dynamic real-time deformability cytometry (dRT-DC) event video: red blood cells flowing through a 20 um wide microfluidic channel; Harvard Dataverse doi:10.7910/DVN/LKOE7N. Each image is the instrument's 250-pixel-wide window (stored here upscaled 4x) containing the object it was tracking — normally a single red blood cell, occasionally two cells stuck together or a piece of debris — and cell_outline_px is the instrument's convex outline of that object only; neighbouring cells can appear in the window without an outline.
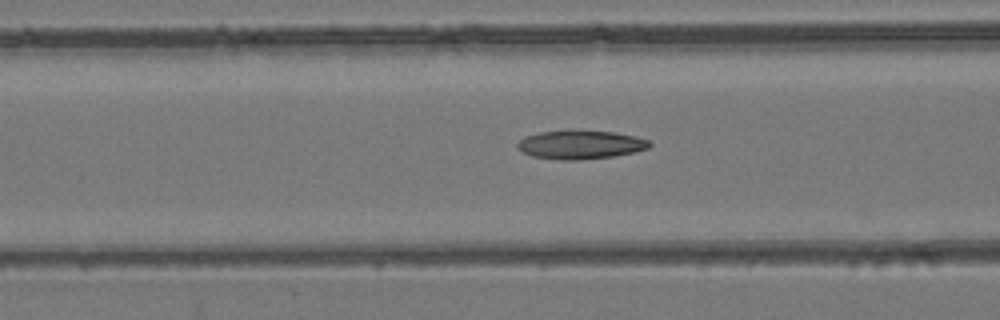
{"species": "common noctule bat (a hibernating species)", "species_latin": "Nyctalus noctula", "temperature_condition": "room temperature", "stored_images_in_passage": 35, "camera_frame_rate_fps": 3000, "um_per_image_px": 0.085, "animal": {"sex": "female", "body_mass_g": 24.6, "forearm_length_mm": 56.2}, "frame": {"image": 1, "passage_image": 11, "time_ms": 3.333, "image_size_px": [1000, 320], "cell_outline_px": [[652, 144], [648, 148], [636, 152], [612, 156], [580, 160], [560, 160], [532, 156], [520, 152], [516, 148], [516, 144], [524, 136], [540, 132], [568, 128], [580, 128], [616, 132], [636, 136], [648, 140]], "centroid_in_image_um": [49.3, 12.26], "position_along_channel_um": 117.3, "area_um2": 23.0}}
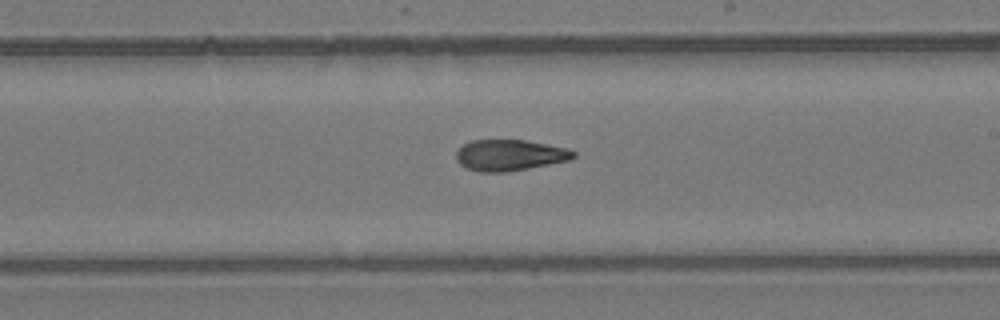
{"frame": {"image": 2, "passage_image": 20, "time_ms": 6.333, "image_size_px": [1000, 320], "cell_outline_px": [[576, 156], [568, 160], [508, 172], [480, 172], [468, 168], [460, 164], [456, 160], [456, 152], [464, 144], [472, 140], [524, 140], [564, 148], [576, 152]], "centroid_in_image_um": [43.29, 13.19], "position_along_channel_um": 245.7, "area_um2": 20.92}}
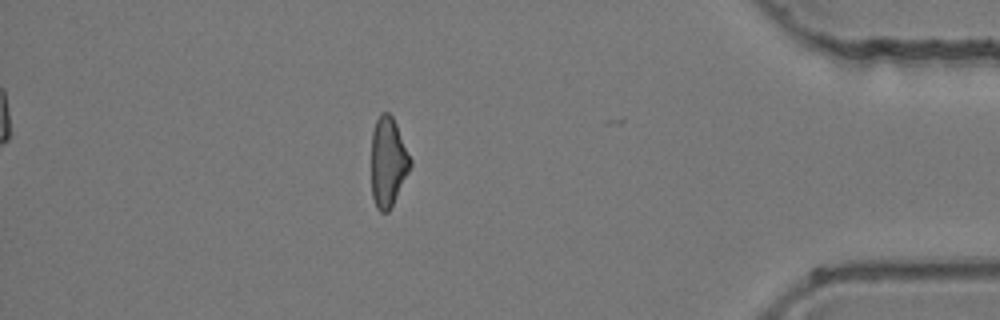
{"frame": {"image": 3, "passage_image": 34, "time_ms": 11.0, "image_size_px": [1000, 320], "cell_outline_px": [[412, 164], [388, 212], [380, 212], [376, 208], [372, 196], [372, 132], [376, 120], [380, 112], [388, 112], [392, 116], [396, 124], [412, 160]], "centroid_in_image_um": [32.97, 13.74], "position_along_channel_um": 402.2, "area_um2": 20.11}}